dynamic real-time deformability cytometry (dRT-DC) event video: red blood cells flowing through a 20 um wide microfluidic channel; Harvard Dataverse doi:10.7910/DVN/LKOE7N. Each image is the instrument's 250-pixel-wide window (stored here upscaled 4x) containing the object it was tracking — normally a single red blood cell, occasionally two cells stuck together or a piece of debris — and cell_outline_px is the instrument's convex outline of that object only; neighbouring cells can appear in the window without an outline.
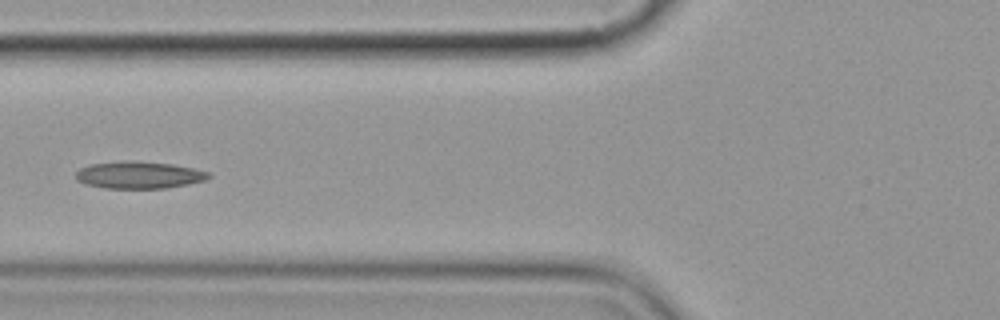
{"species": "common noctule bat (a hibernating species)", "species_latin": "Nyctalus noctula", "temperature_condition": "cold", "stored_images_in_passage": 10, "camera_frame_rate_fps": 3000, "um_per_image_px": 0.085, "animal": {"sex": "female", "body_mass_g": 19.9}, "frame": {"image": 1, "passage_image": 5, "time_ms": 4.667, "image_size_px": [1000, 320], "cell_outline_px": [[212, 176], [204, 180], [188, 184], [168, 188], [104, 188], [84, 184], [76, 180], [76, 172], [80, 168], [92, 164], [172, 164], [192, 168], [208, 172]], "centroid_in_image_um": [11.83, 14.94], "position_along_channel_um": 114.0, "area_um2": 19.77}}
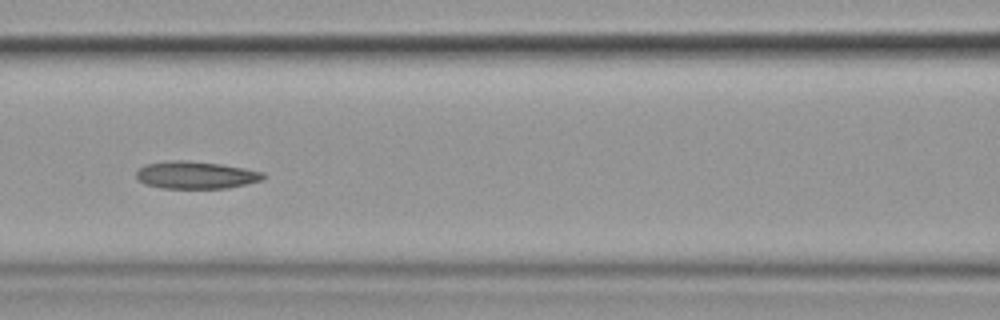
{"frame": {"image": 2, "passage_image": 6, "time_ms": 5.667, "image_size_px": [1000, 320], "cell_outline_px": [[264, 180], [228, 188], [160, 188], [144, 184], [136, 176], [136, 172], [144, 164], [168, 160], [188, 160], [220, 164], [244, 168], [264, 172]], "centroid_in_image_um": [16.63, 14.87], "position_along_channel_um": 150.0, "area_um2": 20.4}}
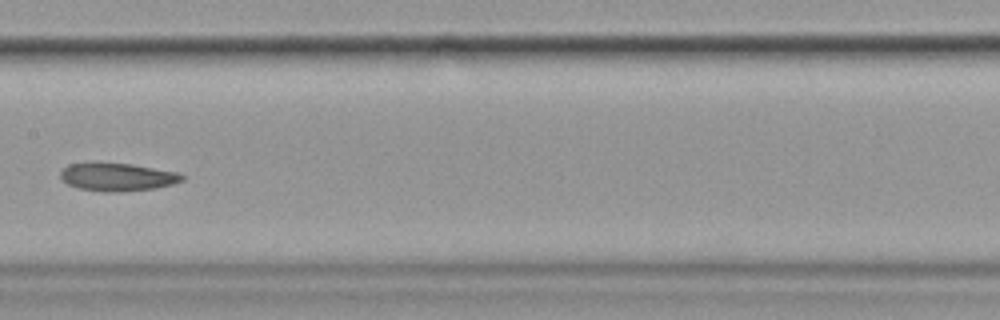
{"frame": {"image": 3, "passage_image": 7, "time_ms": 7.0, "image_size_px": [1000, 320], "cell_outline_px": [[184, 180], [172, 184], [156, 188], [120, 192], [104, 192], [80, 188], [68, 184], [60, 176], [60, 172], [68, 164], [132, 164], [176, 172], [184, 176]], "centroid_in_image_um": [10.01, 15.06], "position_along_channel_um": 197.4, "area_um2": 19.36}}